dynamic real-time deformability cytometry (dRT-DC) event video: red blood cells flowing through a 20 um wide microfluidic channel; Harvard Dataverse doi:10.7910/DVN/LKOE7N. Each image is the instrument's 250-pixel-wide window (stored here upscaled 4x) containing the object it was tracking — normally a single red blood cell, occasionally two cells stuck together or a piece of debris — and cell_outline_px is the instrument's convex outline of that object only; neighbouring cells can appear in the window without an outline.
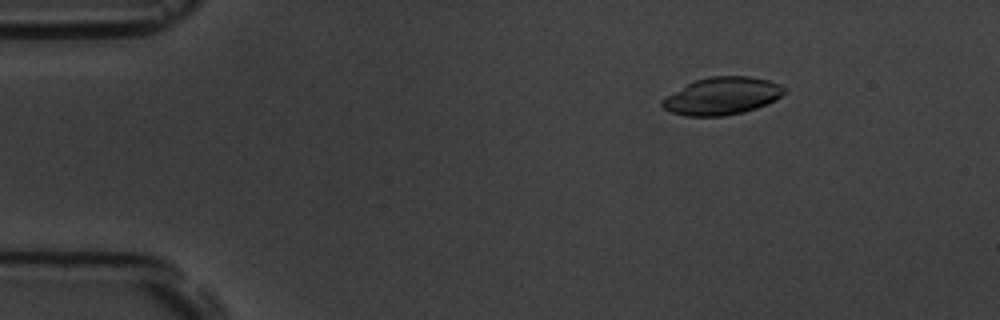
{"species": "common noctule bat (a hibernating species)", "species_latin": "Nyctalus noctula", "temperature_condition": "room temperature", "stored_images_in_passage": 54, "camera_frame_rate_fps": 3000, "um_per_image_px": 0.085, "animal": {"sex": "male", "body_mass_g": 19.5, "forearm_length_mm": 54.6}, "frame": {"image": 1, "passage_image": 8, "time_ms": 2.333, "image_size_px": [1000, 320], "cell_outline_px": [[788, 92], [776, 100], [768, 104], [744, 112], [724, 116], [684, 116], [660, 108], [660, 100], [688, 84], [696, 80], [712, 76], [748, 76], [768, 80], [780, 84], [788, 88]], "centroid_in_image_um": [61.42, 8.17], "position_along_channel_um": 23.6, "area_um2": 26.88}}
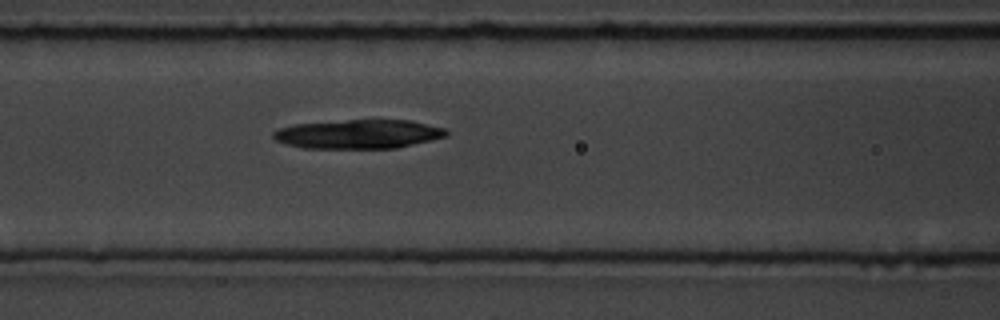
{"frame": {"image": 2, "passage_image": 23, "time_ms": 7.333, "image_size_px": [1000, 320], "cell_outline_px": [[448, 136], [432, 140], [396, 148], [304, 148], [288, 144], [276, 140], [272, 136], [272, 132], [280, 128], [296, 124], [348, 120], [412, 120], [444, 128], [448, 132]], "centroid_in_image_um": [30.5, 11.4], "position_along_channel_um": 136.1, "area_um2": 29.13}}
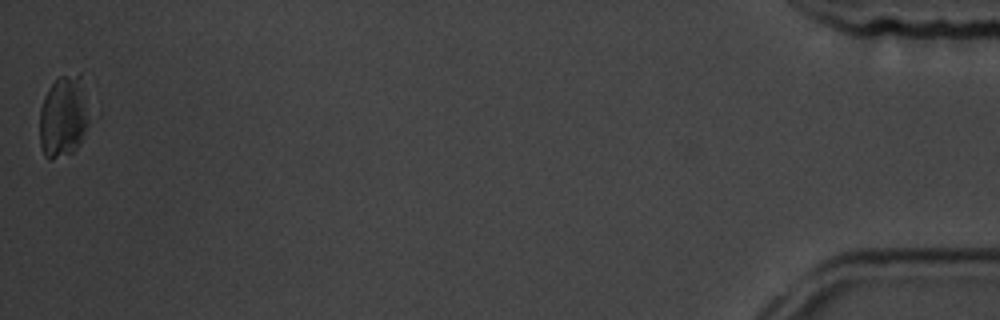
{"frame": {"image": 3, "passage_image": 54, "time_ms": 17.667, "image_size_px": [1000, 320], "cell_outline_px": [[92, 116], [80, 144], [72, 152], [48, 160], [44, 156], [40, 144], [40, 108], [44, 96], [48, 88], [60, 76], [80, 72], [92, 112]], "centroid_in_image_um": [5.45, 9.87], "position_along_channel_um": 429.8, "area_um2": 24.39}, "authors_computed_cell_mechanics": {"area_um2": 29.189, "velocity_mm_per_s": 3.7681, "shape_relaxation_time_tau1_ms": 2.8945, "shape_relaxation_time_tau2_ms": null, "deformation_change_tau1": 0.0752, "deformation_change_tau2": null}}